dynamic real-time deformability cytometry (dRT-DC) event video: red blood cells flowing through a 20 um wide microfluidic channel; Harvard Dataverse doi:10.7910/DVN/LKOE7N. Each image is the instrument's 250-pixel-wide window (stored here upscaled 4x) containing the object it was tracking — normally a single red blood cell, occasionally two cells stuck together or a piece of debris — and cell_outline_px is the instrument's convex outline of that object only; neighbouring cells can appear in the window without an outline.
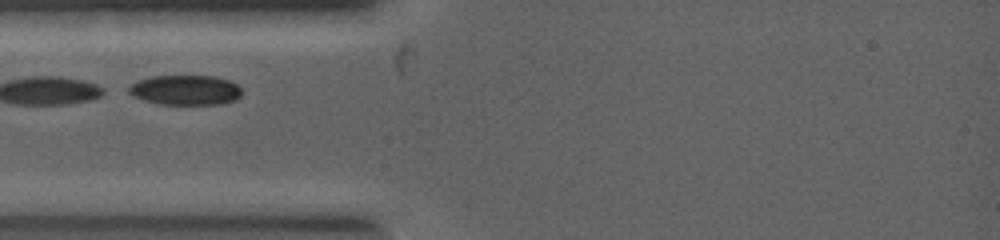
{"species": "common noctule bat (a hibernating species)", "species_latin": "Nyctalus noctula", "temperature_condition": "warm", "stored_images_in_passage": 2, "camera_frame_rate_fps": 5000, "um_per_image_px": 0.085, "animal": {"sex": "female", "body_mass_g": 19.0, "forearm_length_mm": 53.3}, "frame": {"image": 1, "passage_image": 1, "time_ms": 0.0, "image_size_px": [1000, 240], "cell_outline_px": [[240, 96], [232, 100], [220, 104], [160, 104], [144, 100], [128, 92], [128, 88], [132, 84], [140, 80], [152, 76], [212, 76], [228, 80], [236, 84], [240, 88]], "centroid_in_image_um": [15.75, 7.65], "position_along_channel_um": 69.2, "area_um2": 19.31}}